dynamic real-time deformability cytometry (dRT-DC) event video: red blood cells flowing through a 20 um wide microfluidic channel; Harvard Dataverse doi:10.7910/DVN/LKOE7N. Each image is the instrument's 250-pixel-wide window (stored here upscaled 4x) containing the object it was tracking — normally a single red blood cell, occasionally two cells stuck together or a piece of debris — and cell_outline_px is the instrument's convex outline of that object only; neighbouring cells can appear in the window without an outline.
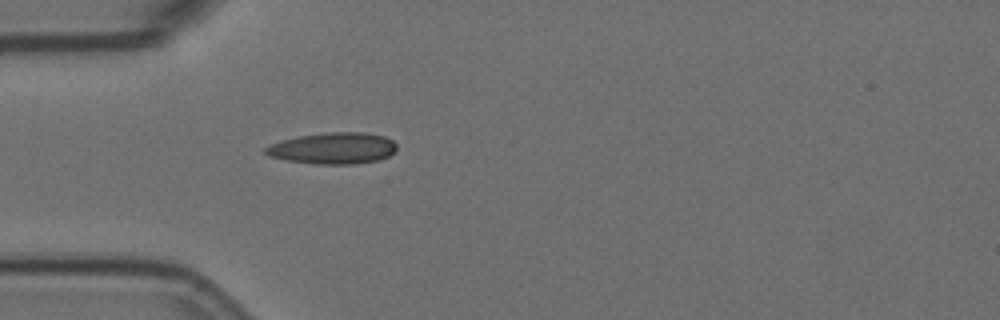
{"species": "Egyptian fruit bat (a non-hibernating species)", "species_latin": "Rousettus aegyptiacus", "temperature_condition": "room temperature", "stored_images_in_passage": 1, "camera_frame_rate_fps": 3000, "um_per_image_px": 0.085, "animal": {"sex": "female"}, "frame": {"image": 1, "passage_image": 1, "time_ms": 0.0, "image_size_px": [1000, 320], "cell_outline_px": [[396, 152], [380, 160], [352, 164], [316, 164], [288, 160], [268, 156], [264, 152], [264, 148], [280, 140], [300, 136], [328, 132], [364, 132], [384, 136], [392, 140], [396, 144]], "centroid_in_image_um": [28.33, 12.6], "position_along_channel_um": 56.7, "area_um2": 24.04}}